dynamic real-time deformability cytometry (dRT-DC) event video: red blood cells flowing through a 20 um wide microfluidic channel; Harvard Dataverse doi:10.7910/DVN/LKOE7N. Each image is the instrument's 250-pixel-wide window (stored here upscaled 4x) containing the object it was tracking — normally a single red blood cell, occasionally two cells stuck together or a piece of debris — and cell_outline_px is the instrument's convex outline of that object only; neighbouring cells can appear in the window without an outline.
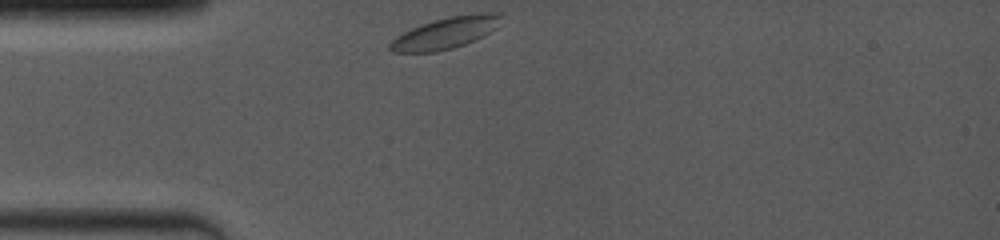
{"species": "common noctule bat (a hibernating species)", "species_latin": "Nyctalus noctula", "temperature_condition": "room temperature", "stored_images_in_passage": 9, "camera_frame_rate_fps": 4000, "um_per_image_px": 0.085, "animal": {"sex": "female", "body_mass_g": 19.0, "forearm_length_mm": 53.3}, "frame": {"image": 1, "passage_image": 1, "time_ms": 0.0, "image_size_px": [1000, 240], "cell_outline_px": [[500, 16], [496, 28], [484, 36], [476, 40], [452, 48], [436, 52], [392, 52], [388, 48], [388, 44], [396, 36], [412, 28], [432, 20], [452, 16], [480, 12], [500, 12]], "centroid_in_image_um": [37.86, 2.8], "position_along_channel_um": 47.1, "area_um2": 20.35}}
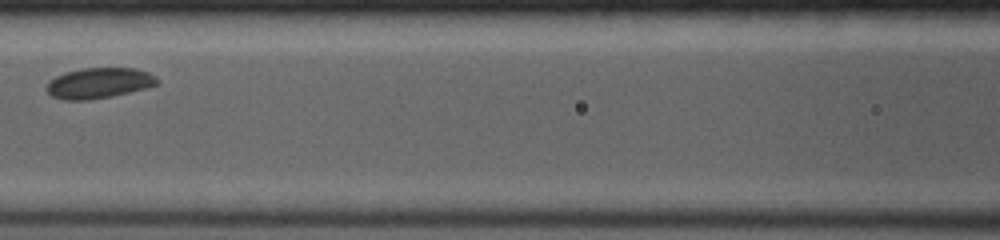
{"frame": {"image": 2, "passage_image": 6, "time_ms": 3.25, "image_size_px": [1000, 240], "cell_outline_px": [[160, 80], [156, 84], [148, 88], [112, 96], [88, 100], [64, 100], [52, 96], [44, 88], [48, 80], [64, 72], [80, 68], [136, 68], [148, 72], [156, 76]], "centroid_in_image_um": [8.39, 7.05], "position_along_channel_um": 158.2, "area_um2": 20.0}}
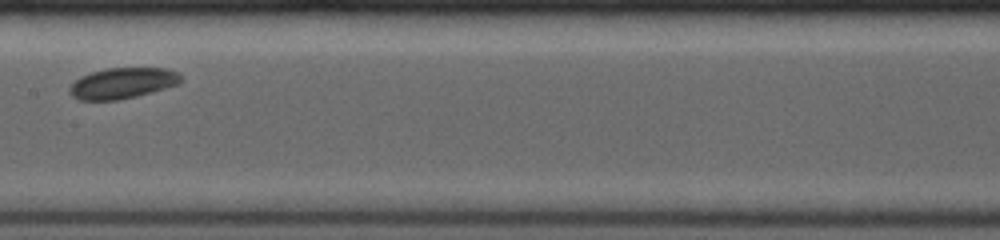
{"frame": {"image": 3, "passage_image": 8, "time_ms": 4.25, "image_size_px": [1000, 240], "cell_outline_px": [[180, 84], [152, 92], [120, 100], [80, 100], [72, 96], [68, 92], [68, 88], [80, 76], [92, 72], [108, 68], [164, 68], [176, 72], [180, 76]], "centroid_in_image_um": [10.38, 7.08], "position_along_channel_um": 197.0, "area_um2": 19.94}}